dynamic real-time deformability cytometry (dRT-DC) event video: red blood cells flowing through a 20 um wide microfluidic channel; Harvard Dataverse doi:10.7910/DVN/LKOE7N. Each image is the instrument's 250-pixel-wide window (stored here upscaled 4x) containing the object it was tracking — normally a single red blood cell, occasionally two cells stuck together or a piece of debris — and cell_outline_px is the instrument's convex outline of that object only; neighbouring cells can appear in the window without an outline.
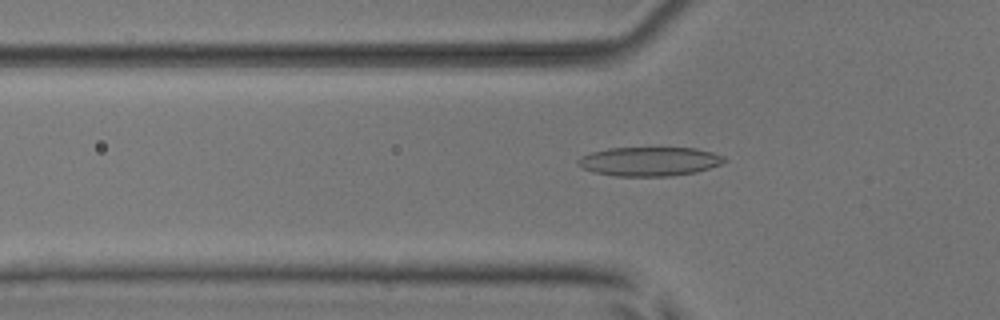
{"species": "common noctule bat (a hibernating species)", "species_latin": "Nyctalus noctula", "temperature_condition": "room temperature", "stored_images_in_passage": 53, "camera_frame_rate_fps": 3000, "um_per_image_px": 0.085, "animal": {"sex": "male", "body_mass_g": 17.9, "forearm_length_mm": 54.2}, "frame": {"image": 1, "passage_image": 18, "time_ms": 5.667, "image_size_px": [1000, 320], "cell_outline_px": [[728, 160], [720, 164], [696, 172], [672, 176], [616, 176], [592, 172], [584, 168], [576, 160], [580, 156], [592, 152], [608, 148], [696, 148], [712, 152], [724, 156]], "centroid_in_image_um": [55.21, 13.72], "position_along_channel_um": 70.6, "area_um2": 24.74}}
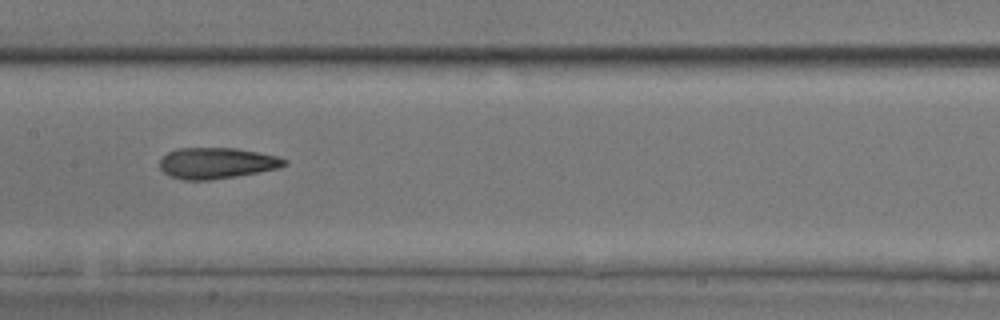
{"frame": {"image": 2, "passage_image": 27, "time_ms": 8.667, "image_size_px": [1000, 320], "cell_outline_px": [[288, 164], [280, 168], [208, 180], [180, 180], [168, 176], [160, 168], [160, 160], [168, 152], [176, 148], [236, 148], [276, 156], [288, 160]], "centroid_in_image_um": [18.39, 13.86], "position_along_channel_um": 189.0, "area_um2": 22.43}}
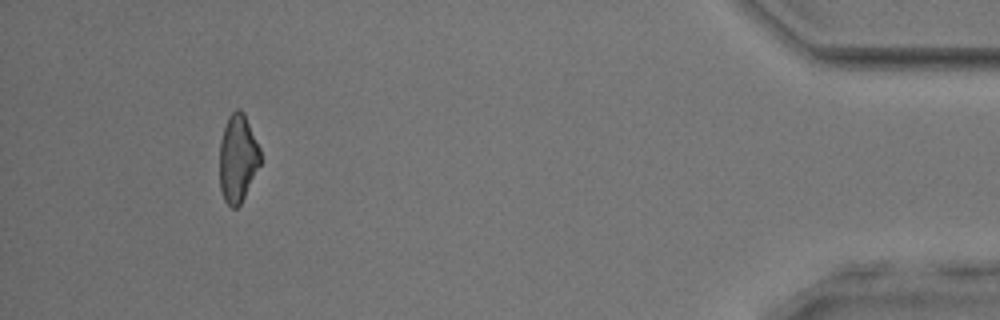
{"frame": {"image": 3, "passage_image": 49, "time_ms": 16.0, "image_size_px": [1000, 320], "cell_outline_px": [[260, 164], [240, 204], [236, 208], [232, 208], [224, 200], [220, 188], [220, 140], [228, 116], [236, 108], [240, 108], [244, 112], [260, 148]], "centroid_in_image_um": [20.2, 13.42], "position_along_channel_um": 415.0, "area_um2": 20.75}, "authors_computed_cell_mechanics": {"area_um2": 22.4842, "velocity_mm_per_s": 3.9572, "shape_relaxation_time_tau1_ms": 10.0427, "shape_relaxation_time_tau2_ms": 2.4069, "deformation_change_tau1": 0.22, "deformation_change_tau2": 0.1057}}